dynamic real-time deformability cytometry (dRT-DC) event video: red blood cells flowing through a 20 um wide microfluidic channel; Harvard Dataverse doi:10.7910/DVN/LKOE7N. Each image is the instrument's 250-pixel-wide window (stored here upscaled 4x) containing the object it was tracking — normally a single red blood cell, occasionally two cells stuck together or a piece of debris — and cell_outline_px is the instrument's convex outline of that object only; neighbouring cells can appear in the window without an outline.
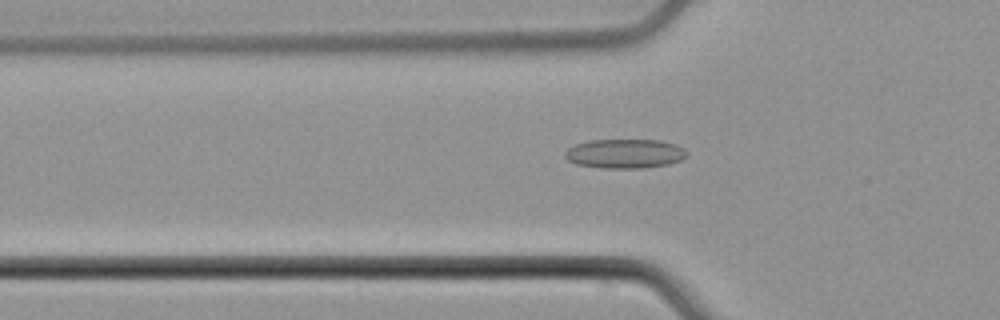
{"species": "common noctule bat (a hibernating species)", "species_latin": "Nyctalus noctula", "temperature_condition": "cold", "stored_images_in_passage": 42, "camera_frame_rate_fps": 3000, "um_per_image_px": 0.085, "animal": {"sex": "male", "body_mass_g": 21.5, "forearm_length_mm": 52.0}, "frame": {"image": 1, "passage_image": 7, "time_ms": 2.0, "image_size_px": [1000, 320], "cell_outline_px": [[688, 156], [680, 160], [668, 164], [640, 168], [600, 168], [576, 164], [568, 160], [564, 156], [564, 152], [568, 148], [576, 144], [588, 140], [660, 140], [676, 144], [684, 148], [688, 152]], "centroid_in_image_um": [53.11, 13.05], "position_along_channel_um": 72.7, "area_um2": 20.92}}
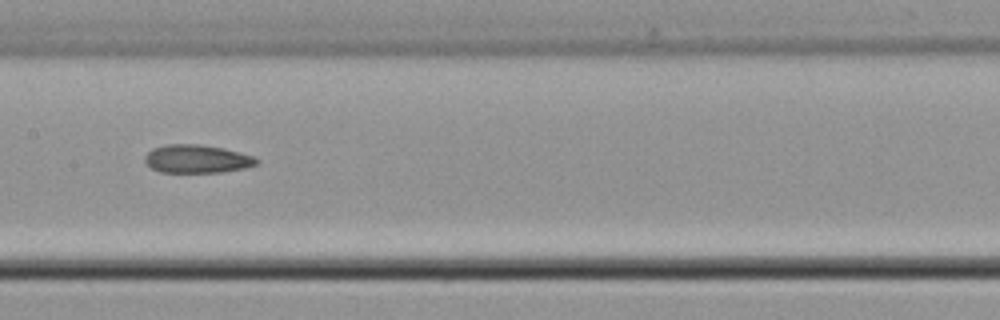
{"frame": {"image": 2, "passage_image": 16, "time_ms": 5.0, "image_size_px": [1000, 320], "cell_outline_px": [[260, 160], [256, 164], [244, 168], [224, 172], [160, 172], [152, 168], [144, 160], [144, 156], [152, 148], [168, 144], [200, 144], [224, 148], [240, 152], [252, 156]], "centroid_in_image_um": [16.74, 13.5], "position_along_channel_um": 190.7, "area_um2": 18.38}}
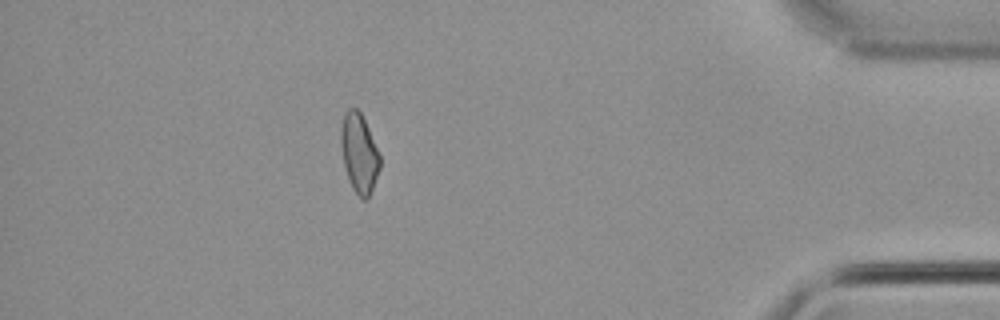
{"frame": {"image": 3, "passage_image": 36, "time_ms": 11.667, "image_size_px": [1000, 320], "cell_outline_px": [[380, 168], [368, 200], [364, 200], [352, 188], [344, 164], [340, 140], [340, 128], [344, 112], [348, 108], [356, 108], [360, 112], [364, 120], [380, 156]], "centroid_in_image_um": [30.52, 13.01], "position_along_channel_um": 404.7, "area_um2": 17.74}, "authors_computed_cell_mechanics": {"area_um2": 18.7272, "velocity_mm_per_s": 3.9274, "shape_relaxation_time_tau1_ms": null, "shape_relaxation_time_tau2_ms": 7.2678, "deformation_change_tau1": null, "deformation_change_tau2": 0.1585}}